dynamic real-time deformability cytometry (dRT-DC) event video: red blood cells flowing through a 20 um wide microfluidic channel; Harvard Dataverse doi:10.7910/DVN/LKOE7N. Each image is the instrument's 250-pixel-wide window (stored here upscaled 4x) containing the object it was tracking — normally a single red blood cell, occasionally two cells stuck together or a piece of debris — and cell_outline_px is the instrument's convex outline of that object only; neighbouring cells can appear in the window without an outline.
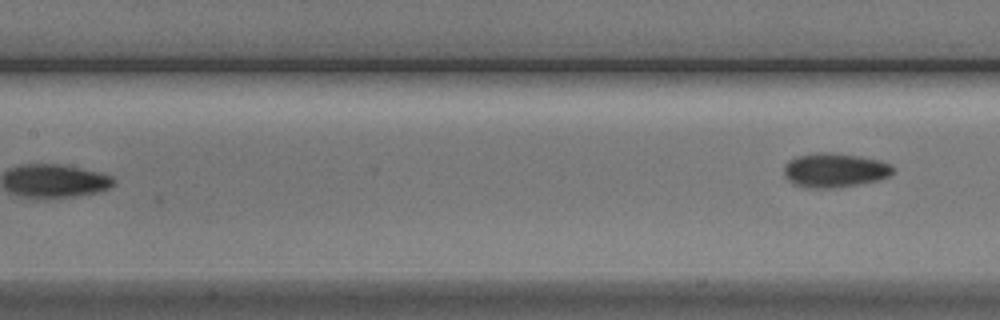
{"species": "Egyptian fruit bat (a non-hibernating species)", "species_latin": "Rousettus aegyptiacus", "temperature_condition": "cold", "stored_images_in_passage": 5, "segment_of_instrument_passage": [2, 2], "camera_frame_rate_fps": 3000, "um_per_image_px": 0.085, "animal": {"sex": "male"}, "frame": {"image": 1, "passage_image": 5, "time_ms": 4.667, "image_size_px": [1000, 320], "cell_outline_px": [[892, 172], [888, 176], [876, 180], [856, 184], [832, 188], [812, 188], [792, 184], [784, 176], [784, 164], [788, 160], [796, 156], [816, 152], [828, 152], [860, 156], [880, 160], [892, 164]], "centroid_in_image_um": [70.89, 14.45], "position_along_channel_um": 136.5, "area_um2": 21.73}}